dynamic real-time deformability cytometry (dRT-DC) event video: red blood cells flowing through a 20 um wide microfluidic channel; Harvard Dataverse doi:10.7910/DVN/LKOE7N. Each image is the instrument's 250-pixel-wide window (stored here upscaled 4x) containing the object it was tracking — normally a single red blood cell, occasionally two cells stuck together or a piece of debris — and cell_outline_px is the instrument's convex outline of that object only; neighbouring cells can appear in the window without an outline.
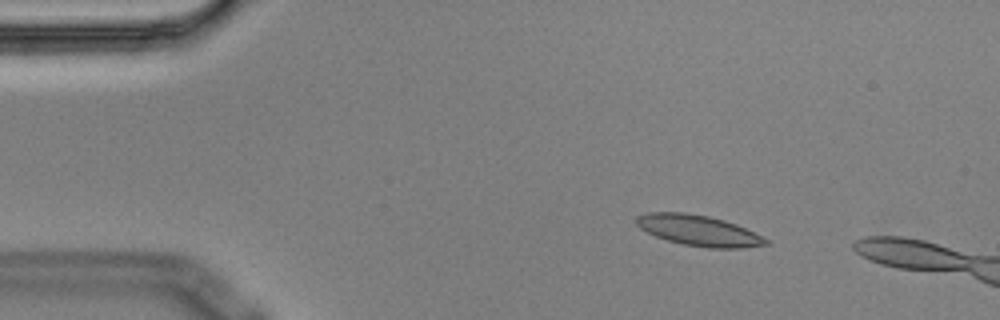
{"species": "Egyptian fruit bat (a non-hibernating species)", "species_latin": "Rousettus aegyptiacus", "temperature_condition": "cold", "stored_images_in_passage": 5, "camera_frame_rate_fps": 3000, "um_per_image_px": 0.085, "animal": {"sex": "male"}, "frame": {"image": 1, "passage_image": 3, "time_ms": 0.667, "image_size_px": [1000, 320], "cell_outline_px": [[772, 244], [744, 248], [708, 248], [684, 244], [668, 240], [656, 236], [640, 228], [636, 224], [636, 216], [648, 212], [684, 212], [708, 216], [724, 220], [736, 224], [764, 236]], "centroid_in_image_um": [59.43, 19.59], "position_along_channel_um": 25.6, "area_um2": 23.24}}